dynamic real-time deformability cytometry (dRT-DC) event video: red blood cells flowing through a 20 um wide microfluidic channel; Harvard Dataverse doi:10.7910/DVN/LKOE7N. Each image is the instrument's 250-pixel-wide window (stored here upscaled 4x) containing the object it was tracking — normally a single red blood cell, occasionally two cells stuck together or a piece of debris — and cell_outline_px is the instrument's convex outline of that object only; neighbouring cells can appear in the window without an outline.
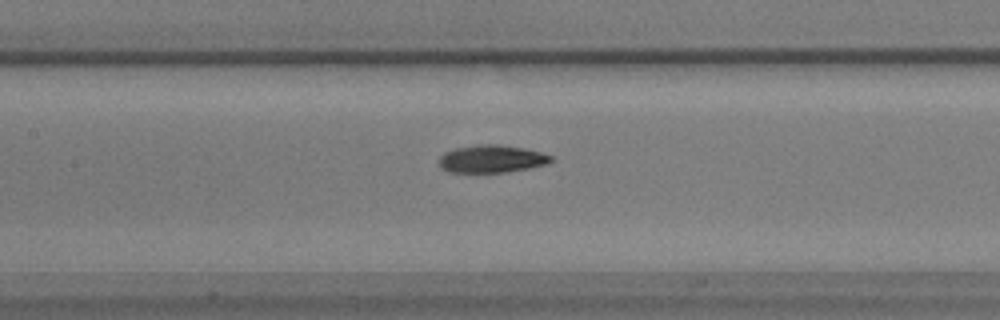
{"species": "common noctule bat (a hibernating species)", "species_latin": "Nyctalus noctula", "temperature_condition": "warm", "stored_images_in_passage": 14, "camera_frame_rate_fps": 3000, "um_per_image_px": 0.085, "animal": {"sex": "male", "body_mass_g": 17.9}, "frame": {"image": 1, "passage_image": 7, "time_ms": 2.0, "image_size_px": [1000, 320], "cell_outline_px": [[556, 160], [548, 164], [508, 172], [448, 172], [440, 168], [440, 156], [444, 152], [456, 148], [476, 144], [500, 144], [524, 148], [540, 152], [552, 156]], "centroid_in_image_um": [41.81, 13.5], "position_along_channel_um": 165.6, "area_um2": 18.21}}
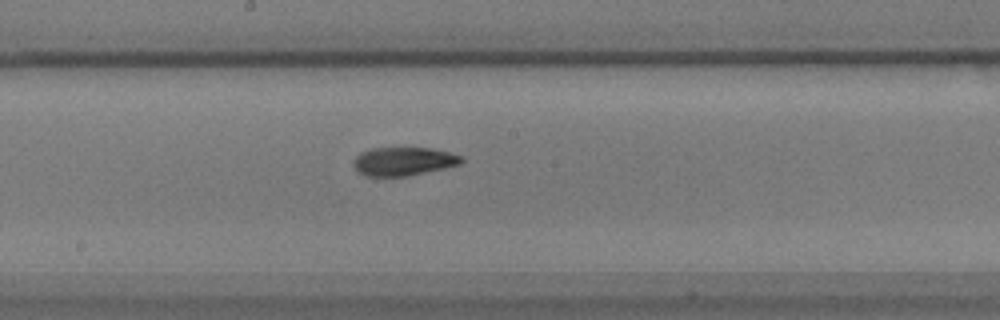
{"frame": {"image": 2, "passage_image": 11, "time_ms": 3.333, "image_size_px": [1000, 320], "cell_outline_px": [[464, 160], [460, 164], [444, 168], [408, 176], [364, 176], [356, 172], [352, 164], [352, 160], [360, 152], [368, 148], [432, 148], [464, 156]], "centroid_in_image_um": [34.25, 13.71], "position_along_channel_um": 214.0, "area_um2": 18.21}}